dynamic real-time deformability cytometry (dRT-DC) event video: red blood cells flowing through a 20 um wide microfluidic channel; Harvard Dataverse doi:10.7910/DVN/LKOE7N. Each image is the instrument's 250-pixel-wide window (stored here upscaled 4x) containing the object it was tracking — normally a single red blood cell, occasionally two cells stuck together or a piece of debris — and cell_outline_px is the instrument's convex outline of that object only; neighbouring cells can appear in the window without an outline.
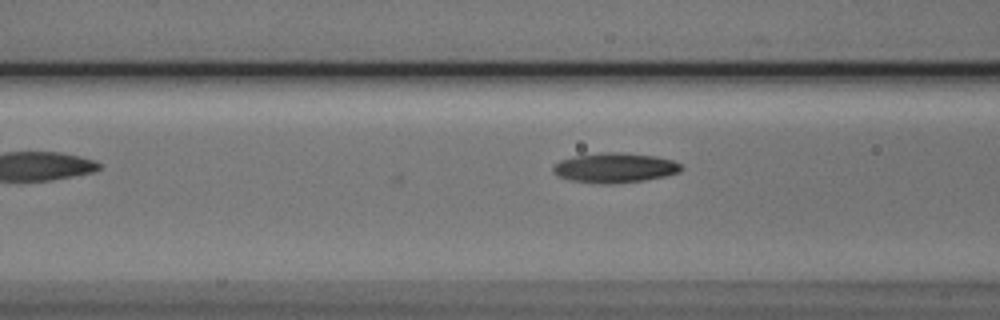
{"species": "Egyptian fruit bat (a non-hibernating species)", "species_latin": "Rousettus aegyptiacus", "temperature_condition": "cold", "stored_images_in_passage": 8, "camera_frame_rate_fps": 3000, "um_per_image_px": 0.085, "animal": {"sex": "male"}, "frame": {"image": 1, "passage_image": 7, "time_ms": 8.0, "image_size_px": [1000, 320], "cell_outline_px": [[684, 168], [680, 172], [664, 176], [644, 180], [612, 184], [600, 184], [568, 180], [556, 176], [552, 172], [552, 168], [560, 160], [572, 156], [600, 152], [624, 152], [656, 156], [672, 160], [680, 164]], "centroid_in_image_um": [52.22, 14.26], "position_along_channel_um": 114.4, "area_um2": 22.6}}